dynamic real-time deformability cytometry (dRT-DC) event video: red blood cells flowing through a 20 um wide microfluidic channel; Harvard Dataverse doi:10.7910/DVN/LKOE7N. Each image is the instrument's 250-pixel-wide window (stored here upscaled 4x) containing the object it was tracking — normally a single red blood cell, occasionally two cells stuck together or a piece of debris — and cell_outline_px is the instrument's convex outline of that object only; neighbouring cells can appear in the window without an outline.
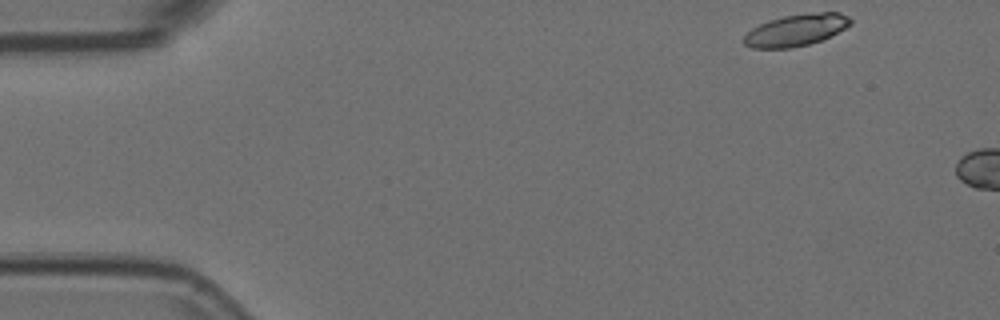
{"species": "Egyptian fruit bat (a non-hibernating species)", "species_latin": "Rousettus aegyptiacus", "temperature_condition": "room temperature", "stored_images_in_passage": 3, "camera_frame_rate_fps": 3000, "um_per_image_px": 0.085, "animal": {"sex": "female"}, "frame": {"image": 1, "passage_image": 1, "time_ms": 0.0, "image_size_px": [1000, 320], "cell_outline_px": [[852, 24], [820, 40], [808, 44], [792, 48], [752, 48], [744, 44], [744, 36], [752, 28], [768, 20], [784, 16], [812, 12], [840, 12], [848, 16], [852, 20]], "centroid_in_image_um": [67.66, 2.55], "position_along_channel_um": 17.3, "area_um2": 19.59}}